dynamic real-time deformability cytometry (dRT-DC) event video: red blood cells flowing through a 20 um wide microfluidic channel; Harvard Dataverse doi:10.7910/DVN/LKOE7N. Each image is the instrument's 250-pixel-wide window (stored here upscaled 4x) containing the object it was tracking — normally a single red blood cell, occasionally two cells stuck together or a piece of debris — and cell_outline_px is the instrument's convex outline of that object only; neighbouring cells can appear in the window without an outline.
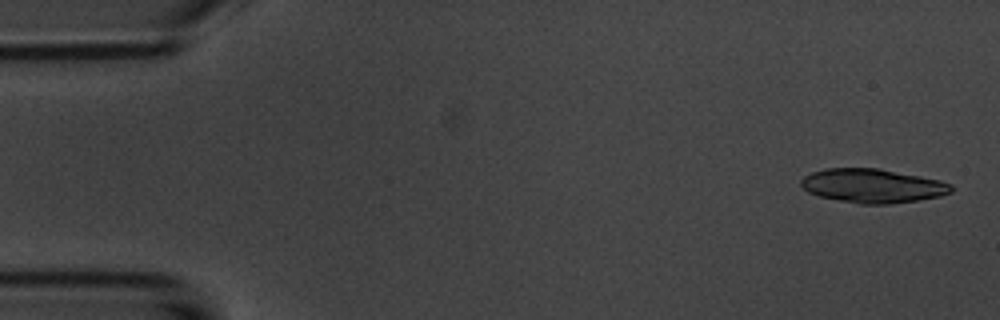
{"species": "common noctule bat (a hibernating species)", "species_latin": "Nyctalus noctula", "temperature_condition": "room temperature", "stored_images_in_passage": 4, "camera_frame_rate_fps": 3000, "um_per_image_px": 0.085, "animal": {"sex": "male", "body_mass_g": 20.1, "forearm_length_mm": 53.5}, "frame": {"image": 1, "passage_image": 1, "time_ms": 0.0, "image_size_px": [1000, 320], "cell_outline_px": [[952, 192], [940, 196], [916, 200], [888, 204], [860, 204], [820, 196], [808, 192], [800, 184], [800, 180], [804, 176], [812, 172], [824, 168], [880, 168], [940, 180], [952, 184]], "centroid_in_image_um": [74.17, 15.78], "position_along_channel_um": 10.8, "area_um2": 29.65}}